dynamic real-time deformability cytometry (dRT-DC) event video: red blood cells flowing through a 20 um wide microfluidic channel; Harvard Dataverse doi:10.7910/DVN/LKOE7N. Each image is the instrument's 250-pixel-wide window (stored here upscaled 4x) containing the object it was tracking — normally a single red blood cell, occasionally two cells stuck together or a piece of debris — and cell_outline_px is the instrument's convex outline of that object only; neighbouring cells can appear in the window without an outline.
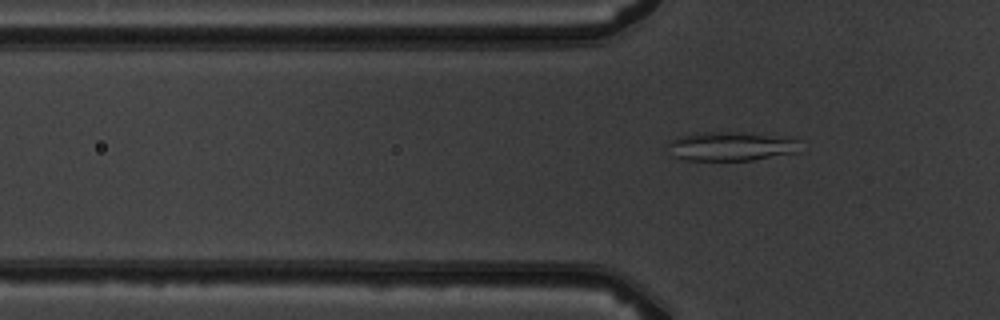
{"species": "common noctule bat (a hibernating species)", "species_latin": "Nyctalus noctula", "temperature_condition": "warm", "stored_images_in_passage": 3, "camera_frame_rate_fps": 3000, "um_per_image_px": 0.085, "animal": {"sex": "male", "body_mass_g": 19.5, "forearm_length_mm": 54.6}, "frame": {"image": 1, "passage_image": 3, "time_ms": 3.333, "image_size_px": [1000, 320], "cell_outline_px": [[796, 152], [752, 160], [684, 160], [672, 156], [664, 144], [668, 140], [680, 136], [704, 132], [732, 132], [796, 136]], "centroid_in_image_um": [62.06, 12.42], "position_along_channel_um": 63.7, "area_um2": 22.6}}